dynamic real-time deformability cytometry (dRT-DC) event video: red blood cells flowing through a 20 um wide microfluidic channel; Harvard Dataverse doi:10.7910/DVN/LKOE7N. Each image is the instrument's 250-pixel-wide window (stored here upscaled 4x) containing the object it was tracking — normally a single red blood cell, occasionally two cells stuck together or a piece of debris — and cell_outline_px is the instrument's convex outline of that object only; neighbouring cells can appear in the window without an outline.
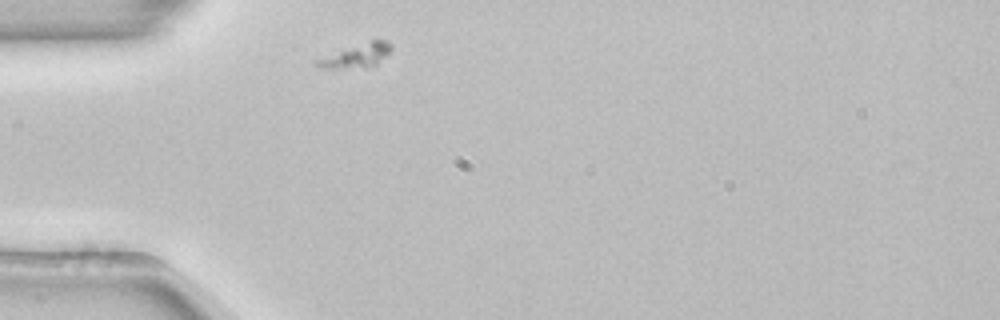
{"species": "common noctule bat (a hibernating species)", "species_latin": "Nyctalus noctula", "temperature_condition": "room temperature", "stored_images_in_passage": 30, "camera_frame_rate_fps": 3000, "um_per_image_px": 0.085, "animal": {"sex": "female", "body_mass_g": 22.7, "forearm_length_mm": 54.2}, "frame": {"image": 1, "passage_image": 1, "time_ms": 0.0, "image_size_px": [1000, 320], "cell_outline_px": [[392, 52], [376, 64], [364, 68], [320, 68], [312, 64], [312, 60], [372, 40], [388, 40], [392, 44]], "centroid_in_image_um": [30.3, 4.75], "position_along_channel_um": 54.7, "area_um2": 10.35}}
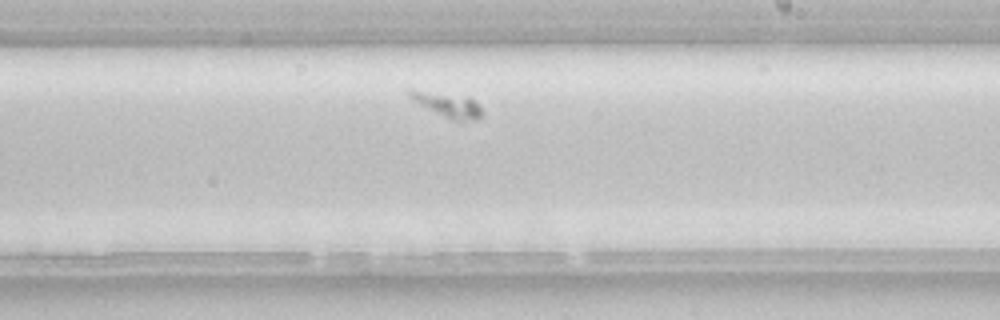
{"frame": {"image": 2, "passage_image": 18, "time_ms": 5.667, "image_size_px": [1000, 320], "cell_outline_px": [[484, 112], [476, 120], [452, 120], [412, 100], [408, 96], [408, 88], [468, 96]], "centroid_in_image_um": [38.02, 8.87], "position_along_channel_um": 251.0, "area_um2": 10.23}}